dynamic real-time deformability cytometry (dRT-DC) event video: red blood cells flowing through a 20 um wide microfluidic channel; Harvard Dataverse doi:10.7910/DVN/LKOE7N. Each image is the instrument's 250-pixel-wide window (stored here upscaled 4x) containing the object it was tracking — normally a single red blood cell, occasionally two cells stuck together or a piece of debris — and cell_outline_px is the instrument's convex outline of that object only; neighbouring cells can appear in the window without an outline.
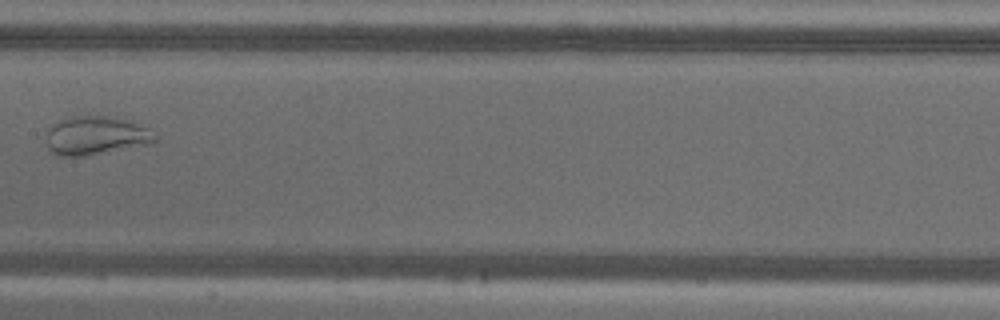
{"species": "common noctule bat (a hibernating species)", "species_latin": "Nyctalus noctula", "temperature_condition": "warm", "stored_images_in_passage": 9, "camera_frame_rate_fps": 3000, "um_per_image_px": 0.085, "animal": {"sex": "male", "body_mass_g": 18.8}, "frame": {"image": 1, "passage_image": 8, "time_ms": 2.333, "image_size_px": [1000, 320], "cell_outline_px": [[156, 140], [148, 144], [84, 156], [56, 156], [48, 152], [48, 128], [52, 124], [60, 120], [72, 116], [104, 116], [128, 120], [148, 128], [156, 136]], "centroid_in_image_um": [8.1, 11.53], "position_along_channel_um": 199.3, "area_um2": 24.28}}